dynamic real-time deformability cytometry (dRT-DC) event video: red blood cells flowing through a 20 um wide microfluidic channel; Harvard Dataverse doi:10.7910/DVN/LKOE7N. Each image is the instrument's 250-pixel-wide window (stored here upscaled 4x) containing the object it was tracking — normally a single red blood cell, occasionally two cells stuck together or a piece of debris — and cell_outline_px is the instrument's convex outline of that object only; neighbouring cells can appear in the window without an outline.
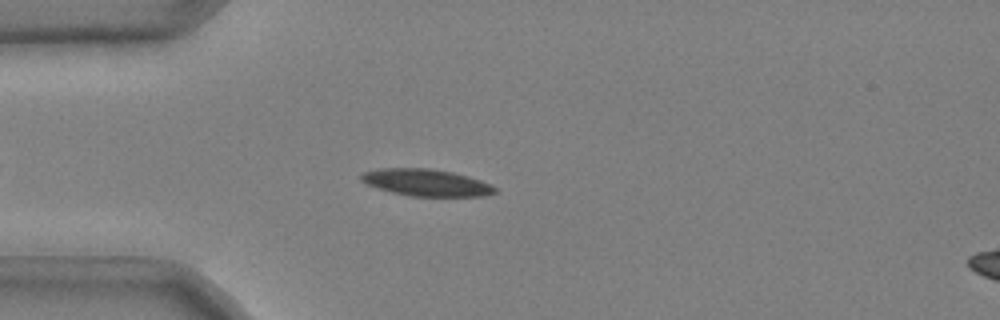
{"species": "common noctule bat (a hibernating species)", "species_latin": "Nyctalus noctula", "temperature_condition": "cold", "stored_images_in_passage": 46, "camera_frame_rate_fps": 3000, "um_per_image_px": 0.085, "animal": {"sex": "male", "body_mass_g": 20.4}, "frame": {"image": 1, "passage_image": 9, "time_ms": 2.667, "image_size_px": [1000, 320], "cell_outline_px": [[496, 192], [484, 196], [412, 196], [392, 192], [368, 184], [360, 180], [360, 176], [364, 172], [380, 168], [432, 168], [452, 172], [468, 176], [492, 184], [496, 188]], "centroid_in_image_um": [36.26, 15.51], "position_along_channel_um": 48.7, "area_um2": 20.87}}
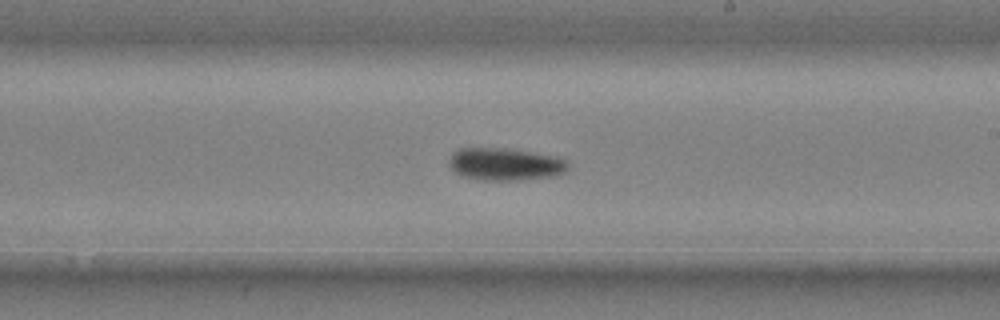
{"frame": {"image": 2, "passage_image": 26, "time_ms": 8.333, "image_size_px": [1000, 320], "cell_outline_px": [[568, 168], [564, 172], [552, 176], [520, 180], [484, 180], [464, 176], [456, 172], [448, 164], [448, 160], [452, 152], [460, 148], [504, 148], [556, 156], [568, 160]], "centroid_in_image_um": [42.93, 13.95], "position_along_channel_um": 246.1, "area_um2": 22.43}}
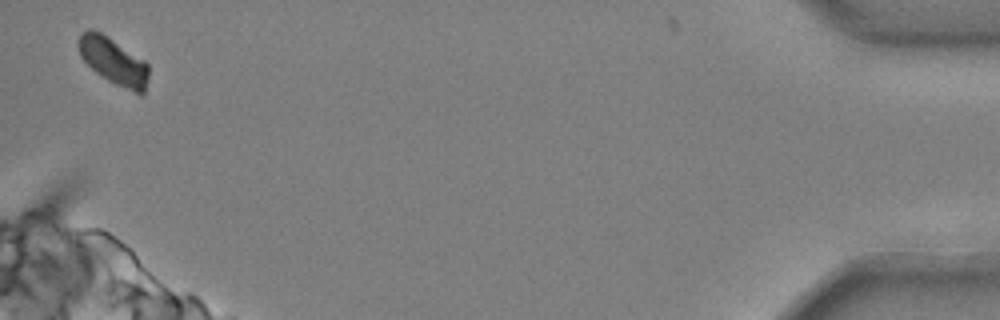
{"frame": {"image": 3, "passage_image": 46, "time_ms": 15.0, "image_size_px": [1000, 320], "cell_outline_px": [[148, 76], [144, 92], [140, 96], [108, 80], [96, 72], [80, 56], [80, 36], [88, 28], [100, 32], [108, 36], [144, 60], [148, 64]], "centroid_in_image_um": [9.69, 5.22], "position_along_channel_um": 425.5, "area_um2": 18.79}, "authors_computed_cell_mechanics": {"area_um2": 21.386, "velocity_mm_per_s": 3.6927, "shape_relaxation_time_tau1_ms": 7.1814, "shape_relaxation_time_tau2_ms": null, "deformation_change_tau1": 0.1448, "deformation_change_tau2": null}}